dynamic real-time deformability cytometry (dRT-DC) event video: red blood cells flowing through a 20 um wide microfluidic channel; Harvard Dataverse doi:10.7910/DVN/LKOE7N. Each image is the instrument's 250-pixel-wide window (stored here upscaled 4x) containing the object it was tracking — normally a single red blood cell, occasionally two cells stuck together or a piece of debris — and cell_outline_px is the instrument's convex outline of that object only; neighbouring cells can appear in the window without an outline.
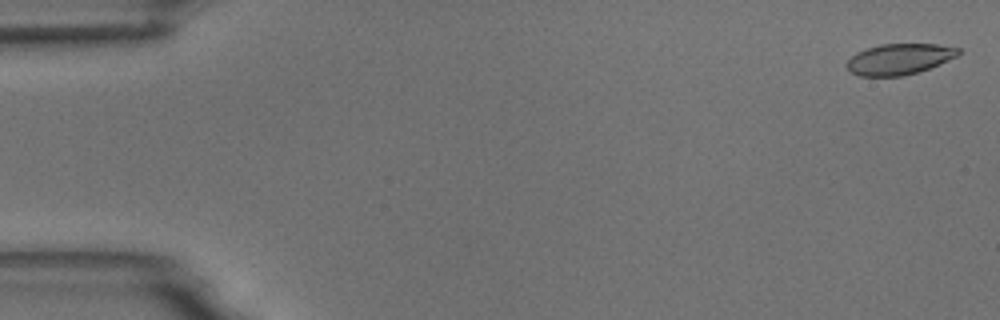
{"species": "common noctule bat (a hibernating species)", "species_latin": "Nyctalus noctula", "temperature_condition": "room temperature", "stored_images_in_passage": 56, "camera_frame_rate_fps": 3000, "um_per_image_px": 0.085, "animal": {"sex": "male", "body_mass_g": 18.8}, "frame": {"image": 1, "passage_image": 2, "time_ms": 0.333, "image_size_px": [1000, 320], "cell_outline_px": [[960, 52], [956, 56], [928, 68], [904, 76], [860, 76], [852, 72], [844, 64], [856, 52], [880, 44], [936, 44], [960, 48]], "centroid_in_image_um": [76.4, 5.02], "position_along_channel_um": 8.6, "area_um2": 19.83}}
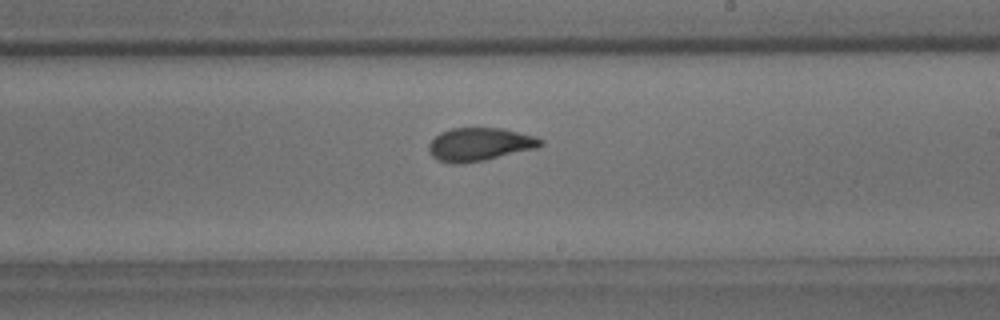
{"frame": {"image": 2, "passage_image": 33, "time_ms": 10.667, "image_size_px": [1000, 320], "cell_outline_px": [[544, 144], [536, 148], [484, 160], [460, 164], [452, 164], [436, 160], [428, 152], [428, 144], [440, 132], [452, 128], [504, 128], [536, 136], [544, 140]], "centroid_in_image_um": [40.76, 12.27], "position_along_channel_um": 248.2, "area_um2": 21.79}}
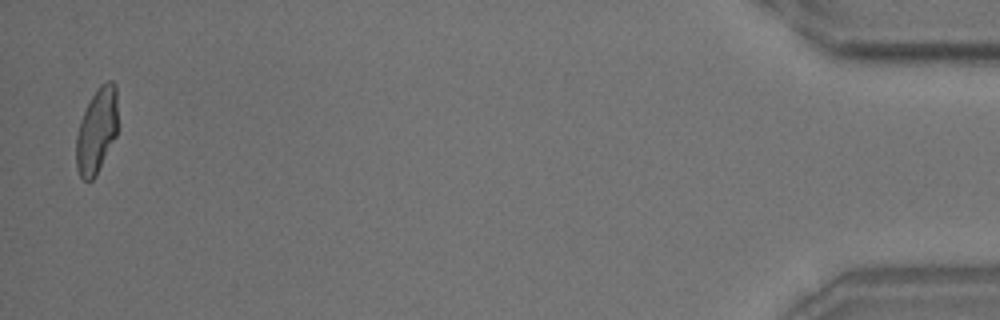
{"frame": {"image": 3, "passage_image": 55, "time_ms": 18.0, "image_size_px": [1000, 320], "cell_outline_px": [[116, 136], [96, 176], [92, 180], [84, 180], [80, 176], [76, 164], [76, 136], [80, 120], [96, 88], [100, 84], [108, 80], [112, 80], [116, 84]], "centroid_in_image_um": [8.21, 11.1], "position_along_channel_um": 427.0, "area_um2": 20.52}, "authors_computed_cell_mechanics": {"area_um2": 21.4727, "velocity_mm_per_s": 3.655, "shape_relaxation_time_tau1_ms": 5.2985, "shape_relaxation_time_tau2_ms": 1.3187, "deformation_change_tau1": 0.1589, "deformation_change_tau2": 0.0693}}